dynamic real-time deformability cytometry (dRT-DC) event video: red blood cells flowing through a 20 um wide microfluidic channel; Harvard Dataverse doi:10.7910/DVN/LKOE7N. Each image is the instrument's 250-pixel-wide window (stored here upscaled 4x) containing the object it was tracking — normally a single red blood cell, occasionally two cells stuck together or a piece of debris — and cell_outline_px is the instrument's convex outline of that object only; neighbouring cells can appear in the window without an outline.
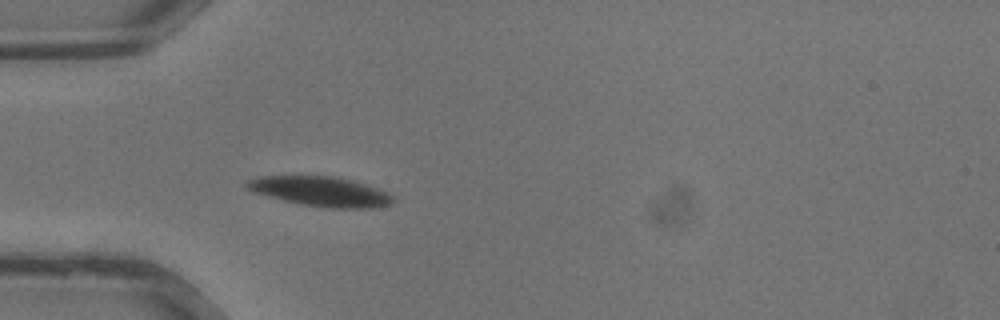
{"species": "common noctule bat (a hibernating species)", "species_latin": "Nyctalus noctula", "temperature_condition": "warm", "stored_images_in_passage": 28, "camera_frame_rate_fps": 3000, "um_per_image_px": 0.085, "animal": {"sex": "male", "body_mass_g": 13.3}, "frame": {"image": 1, "passage_image": 4, "time_ms": 1.0, "image_size_px": [1000, 320], "cell_outline_px": [[396, 200], [388, 204], [372, 208], [328, 208], [296, 204], [252, 192], [244, 188], [244, 184], [248, 180], [260, 176], [336, 176], [364, 184], [388, 192]], "centroid_in_image_um": [27.19, 16.28], "position_along_channel_um": 57.8, "area_um2": 25.49}}
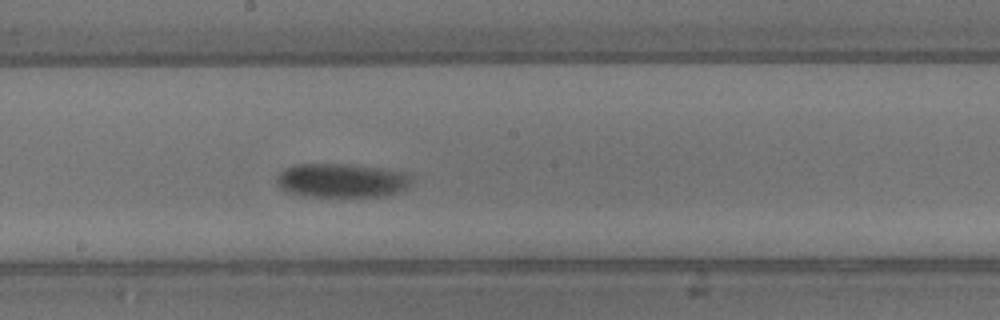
{"frame": {"image": 2, "passage_image": 13, "time_ms": 4.0, "image_size_px": [1000, 320], "cell_outline_px": [[412, 180], [408, 188], [384, 196], [308, 196], [288, 192], [280, 188], [276, 184], [276, 176], [284, 168], [296, 164], [352, 164], [384, 168], [400, 172], [412, 176]], "centroid_in_image_um": [29.02, 15.33], "position_along_channel_um": 219.2, "area_um2": 26.82}}
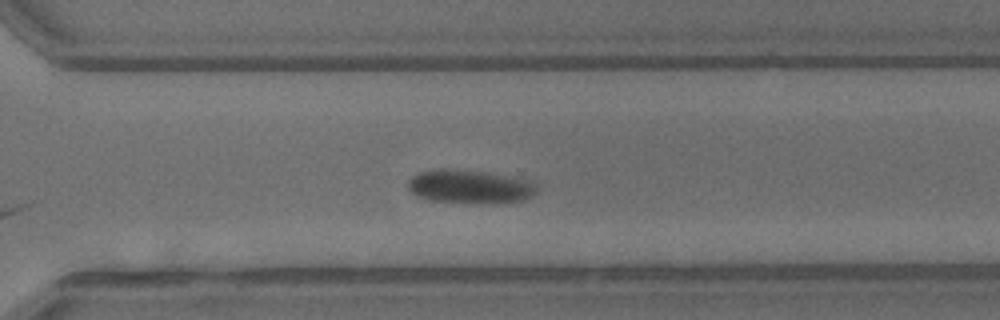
{"frame": {"image": 3, "passage_image": 19, "time_ms": 6.0, "image_size_px": [1000, 320], "cell_outline_px": [[536, 192], [532, 196], [524, 200], [496, 204], [476, 204], [432, 200], [420, 196], [412, 192], [408, 188], [408, 180], [412, 176], [420, 172], [432, 168], [440, 168], [484, 172], [512, 176], [532, 180], [536, 184]], "centroid_in_image_um": [39.98, 15.87], "position_along_channel_um": 330.6, "area_um2": 25.61}}